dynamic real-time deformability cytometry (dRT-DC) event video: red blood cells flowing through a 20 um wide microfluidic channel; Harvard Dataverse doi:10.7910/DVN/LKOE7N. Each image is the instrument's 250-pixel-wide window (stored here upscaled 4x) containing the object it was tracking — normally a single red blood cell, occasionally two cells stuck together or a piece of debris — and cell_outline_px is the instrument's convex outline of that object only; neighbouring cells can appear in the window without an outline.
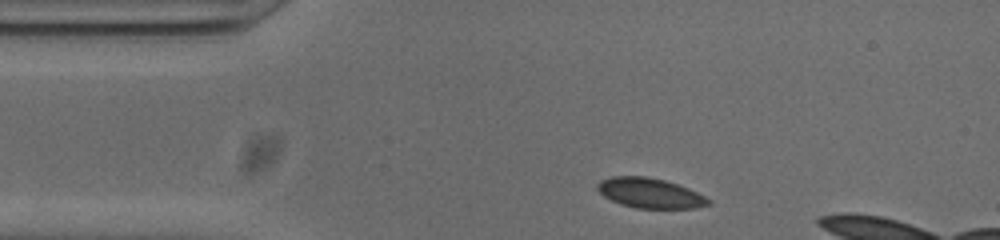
{"species": "common noctule bat (a hibernating species)", "species_latin": "Nyctalus noctula", "temperature_condition": "cold", "stored_images_in_passage": 6, "camera_frame_rate_fps": 3000, "um_per_image_px": 0.085, "animal": {"sex": "male", "body_mass_g": 20.0, "forearm_length_mm": 53.3}, "frame": {"image": 1, "passage_image": 2, "time_ms": 0.333, "image_size_px": [1000, 240], "cell_outline_px": [[712, 204], [692, 208], [636, 208], [620, 204], [604, 196], [596, 188], [596, 184], [600, 180], [612, 176], [648, 176], [664, 180], [688, 188], [712, 200]], "centroid_in_image_um": [55.23, 16.41], "position_along_channel_um": 29.8, "area_um2": 19.36}}